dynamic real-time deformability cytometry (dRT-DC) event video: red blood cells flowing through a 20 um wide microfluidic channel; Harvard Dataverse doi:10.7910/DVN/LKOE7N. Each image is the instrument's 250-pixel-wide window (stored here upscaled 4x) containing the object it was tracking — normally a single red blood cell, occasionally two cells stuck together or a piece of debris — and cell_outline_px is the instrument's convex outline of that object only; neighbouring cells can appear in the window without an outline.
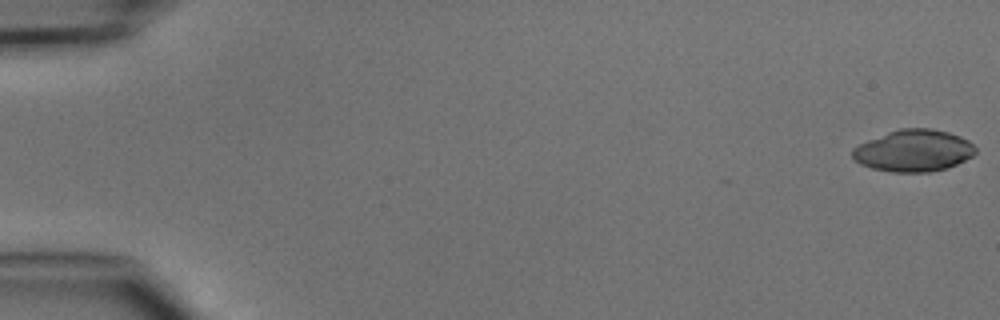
{"species": "common noctule bat (a hibernating species)", "species_latin": "Nyctalus noctula", "temperature_condition": "cold", "stored_images_in_passage": 9, "camera_frame_rate_fps": 3000, "um_per_image_px": 0.085, "animal": {"sex": "male", "body_mass_g": 15.6}, "frame": {"image": 1, "passage_image": 1, "time_ms": 0.0, "image_size_px": [1000, 320], "cell_outline_px": [[976, 152], [972, 156], [948, 168], [928, 172], [892, 172], [872, 168], [860, 164], [852, 156], [852, 148], [868, 140], [888, 132], [900, 128], [932, 128], [948, 132], [960, 136], [968, 140], [976, 148]], "centroid_in_image_um": [77.66, 12.8], "position_along_channel_um": 7.3, "area_um2": 29.94}}